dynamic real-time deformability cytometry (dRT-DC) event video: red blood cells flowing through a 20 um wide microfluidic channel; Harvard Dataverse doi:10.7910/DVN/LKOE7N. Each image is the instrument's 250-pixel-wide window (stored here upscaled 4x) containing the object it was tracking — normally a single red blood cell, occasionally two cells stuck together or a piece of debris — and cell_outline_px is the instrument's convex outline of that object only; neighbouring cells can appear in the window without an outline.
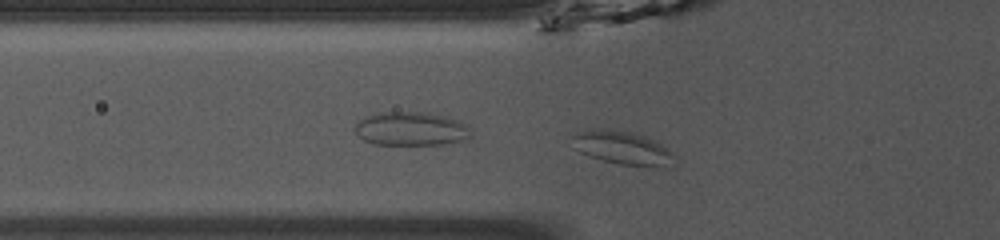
{"species": "common noctule bat (a hibernating species)", "species_latin": "Nyctalus noctula", "temperature_condition": "room temperature", "stored_images_in_passage": 37, "camera_frame_rate_fps": 3000, "um_per_image_px": 0.085, "animal": {"sex": "male", "body_mass_g": 13.0, "forearm_length_mm": 53.1}, "frame": {"image": 1, "passage_image": 5, "time_ms": 1.333, "image_size_px": [1000, 240], "cell_outline_px": [[676, 156], [672, 168], [656, 168], [620, 164], [588, 156], [572, 148], [572, 136], [576, 132], [588, 128], [604, 128], [632, 132], [656, 140], [672, 152]], "centroid_in_image_um": [52.94, 12.58], "position_along_channel_um": 72.9, "area_um2": 20.69}}
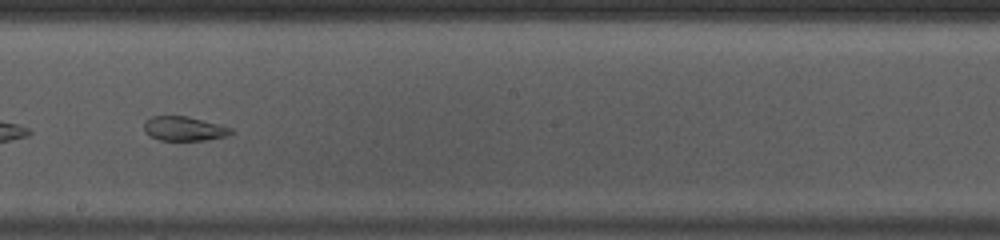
{"frame": {"image": 2, "passage_image": 17, "time_ms": 5.333, "image_size_px": [1000, 240], "cell_outline_px": [[236, 132], [224, 136], [204, 140], [160, 140], [144, 132], [144, 124], [152, 116], [188, 116], [232, 128]], "centroid_in_image_um": [15.66, 10.93], "position_along_channel_um": 232.5, "area_um2": 12.14}}
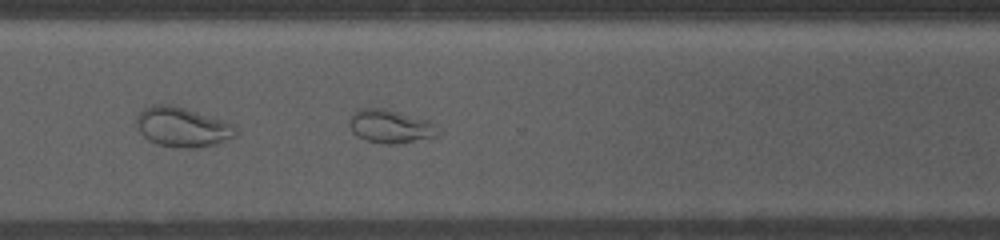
{"frame": {"image": 3, "passage_image": 25, "time_ms": 8.0, "image_size_px": [1000, 240], "cell_outline_px": [[440, 136], [396, 144], [384, 144], [364, 140], [356, 136], [352, 132], [348, 124], [348, 120], [356, 108], [384, 108], [428, 120], [436, 124], [440, 132]], "centroid_in_image_um": [33.17, 10.74], "position_along_channel_um": 337.4, "area_um2": 17.63}, "authors_computed_cell_mechanics": {"area_um2": 17.629, "velocity_mm_per_s": 3.9553, "shape_relaxation_time_tau1_ms": null, "shape_relaxation_time_tau2_ms": 1.6976, "deformation_change_tau1": null, "deformation_change_tau2": 0.0533}}